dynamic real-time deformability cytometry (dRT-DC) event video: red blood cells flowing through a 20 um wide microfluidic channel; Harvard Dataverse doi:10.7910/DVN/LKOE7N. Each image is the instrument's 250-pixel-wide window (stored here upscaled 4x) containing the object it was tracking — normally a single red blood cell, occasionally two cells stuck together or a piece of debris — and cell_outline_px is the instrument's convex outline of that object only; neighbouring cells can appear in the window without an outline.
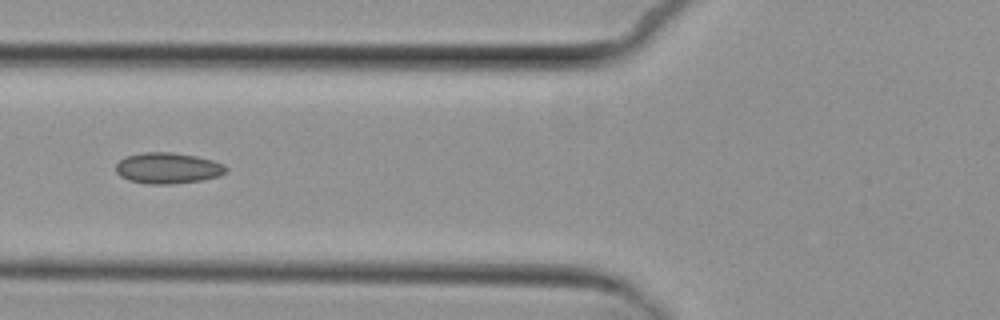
{"species": "common noctule bat (a hibernating species)", "species_latin": "Nyctalus noctula", "temperature_condition": "cold", "stored_images_in_passage": 5, "camera_frame_rate_fps": 3000, "um_per_image_px": 0.085, "animal": {"sex": "female", "body_mass_g": 29.2, "forearm_length_mm": 56.3}, "frame": {"image": 1, "passage_image": 5, "time_ms": 4.667, "image_size_px": [1000, 320], "cell_outline_px": [[228, 172], [220, 176], [204, 180], [172, 184], [148, 184], [128, 180], [120, 176], [116, 172], [116, 164], [124, 156], [144, 152], [172, 152], [196, 156], [212, 160], [224, 164], [228, 168]], "centroid_in_image_um": [14.29, 14.29], "position_along_channel_um": 111.5, "area_um2": 20.17}}